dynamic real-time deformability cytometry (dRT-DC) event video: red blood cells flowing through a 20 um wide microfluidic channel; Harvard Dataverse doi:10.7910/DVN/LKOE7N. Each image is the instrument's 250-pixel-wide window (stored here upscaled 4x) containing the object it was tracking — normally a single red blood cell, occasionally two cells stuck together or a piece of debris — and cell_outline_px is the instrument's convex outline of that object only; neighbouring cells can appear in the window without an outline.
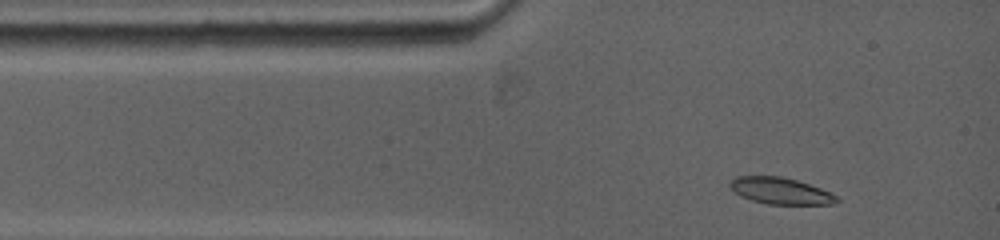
{"species": "common noctule bat (a hibernating species)", "species_latin": "Nyctalus noctula", "temperature_condition": "warm", "stored_images_in_passage": 29, "camera_frame_rate_fps": 5000, "um_per_image_px": 0.085, "animal": {"sex": "female", "body_mass_g": 19.0, "forearm_length_mm": 53.3}, "frame": {"image": 1, "passage_image": 2, "time_ms": 0.2, "image_size_px": [1000, 240], "cell_outline_px": [[840, 200], [836, 204], [768, 204], [752, 200], [740, 196], [728, 184], [736, 176], [780, 176], [796, 180], [820, 188], [836, 196]], "centroid_in_image_um": [66.34, 16.22], "position_along_channel_um": 18.7, "area_um2": 16.3}}
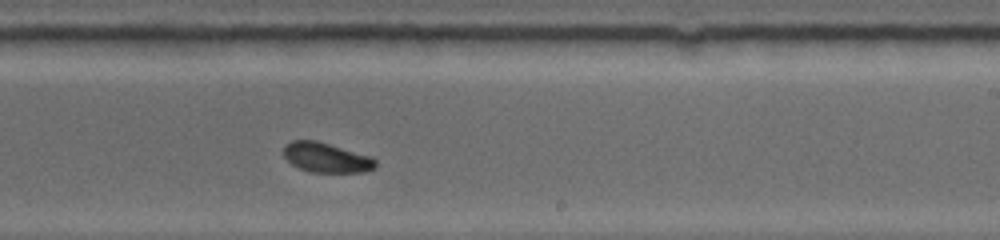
{"frame": {"image": 2, "passage_image": 17, "time_ms": 7.0, "image_size_px": [1000, 240], "cell_outline_px": [[376, 168], [364, 172], [312, 172], [300, 168], [292, 164], [284, 156], [284, 144], [292, 140], [316, 140], [372, 156], [376, 160]], "centroid_in_image_um": [27.76, 13.38], "position_along_channel_um": 261.2, "area_um2": 16.01}}
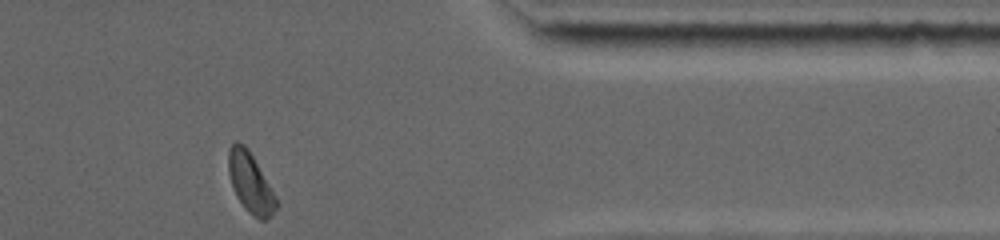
{"frame": {"image": 3, "passage_image": 29, "time_ms": 10.8, "image_size_px": [1000, 240], "cell_outline_px": [[280, 204], [272, 216], [268, 220], [260, 220], [252, 216], [244, 208], [236, 196], [228, 172], [228, 152], [232, 144], [236, 140], [244, 144], [248, 148], [276, 196]], "centroid_in_image_um": [21.31, 15.58], "position_along_channel_um": 390.1, "area_um2": 16.94}, "authors_computed_cell_mechanics": {"area_um2": 16.5308, "velocity_mm_per_s": 3.8749, "shape_relaxation_time_tau1_ms": 2.3402, "shape_relaxation_time_tau2_ms": null, "deformation_change_tau1": 0.1045, "deformation_change_tau2": null}}